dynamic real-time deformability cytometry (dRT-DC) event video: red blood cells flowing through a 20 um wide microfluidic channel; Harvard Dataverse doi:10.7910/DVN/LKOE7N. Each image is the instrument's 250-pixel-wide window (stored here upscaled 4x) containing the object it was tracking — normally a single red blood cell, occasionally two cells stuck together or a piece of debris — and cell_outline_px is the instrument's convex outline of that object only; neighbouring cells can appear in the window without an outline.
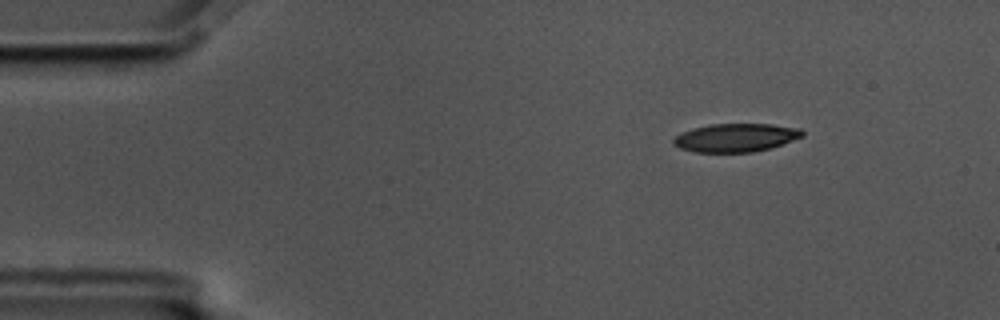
{"species": "common noctule bat (a hibernating species)", "species_latin": "Nyctalus noctula", "temperature_condition": "cold", "stored_images_in_passage": 51, "camera_frame_rate_fps": 3000, "um_per_image_px": 0.085, "animal": {"sex": "male", "body_mass_g": 17.5, "forearm_length_mm": 52.3}, "frame": {"image": 1, "passage_image": 1, "time_ms": 0.0, "image_size_px": [1000, 320], "cell_outline_px": [[804, 136], [768, 148], [752, 152], [696, 152], [680, 148], [672, 144], [672, 140], [676, 136], [692, 128], [712, 124], [772, 124], [800, 128], [804, 132]], "centroid_in_image_um": [62.53, 11.69], "position_along_channel_um": 22.5, "area_um2": 21.1}}
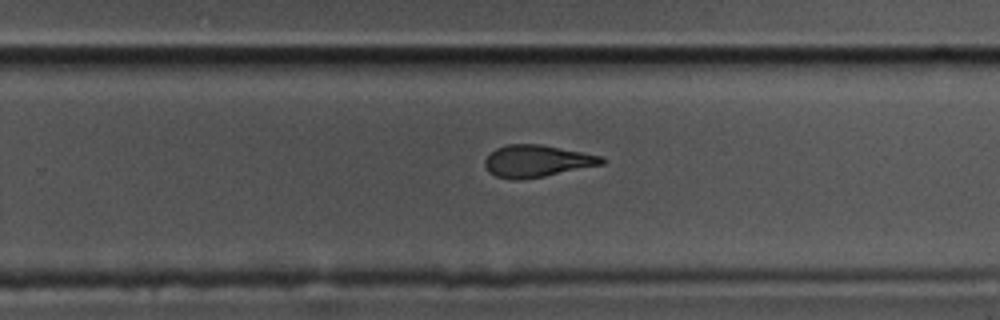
{"frame": {"image": 2, "passage_image": 30, "time_ms": 9.667, "image_size_px": [1000, 320], "cell_outline_px": [[608, 160], [604, 164], [544, 176], [520, 180], [512, 180], [496, 176], [488, 172], [484, 164], [484, 160], [496, 148], [508, 144], [540, 144], [600, 156]], "centroid_in_image_um": [45.61, 13.7], "position_along_channel_um": 284.2, "area_um2": 21.68}}
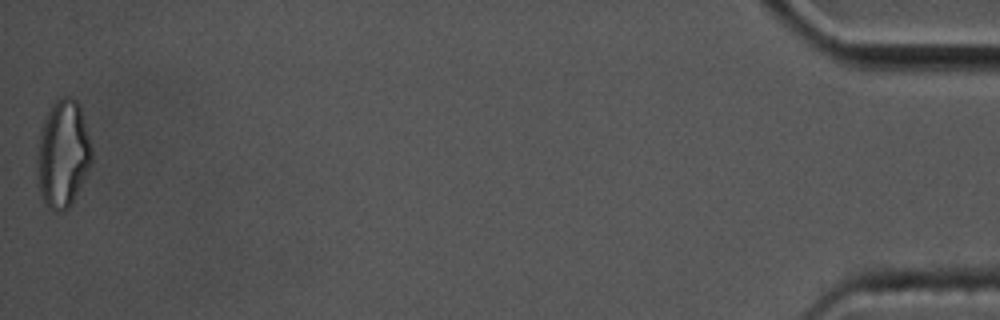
{"frame": {"image": 3, "passage_image": 51, "time_ms": 16.667, "image_size_px": [1000, 320], "cell_outline_px": [[92, 160], [68, 208], [60, 212], [52, 212], [48, 208], [36, 184], [36, 156], [40, 128], [56, 96], [68, 96], [76, 100], [80, 104], [92, 148]], "centroid_in_image_um": [5.3, 13.04], "position_along_channel_um": 429.9, "area_um2": 34.45}, "authors_computed_cell_mechanics": {"area_um2": 23.0622, "velocity_mm_per_s": 3.4626, "shape_relaxation_time_tau1_ms": 4.0056, "shape_relaxation_time_tau2_ms": 2.8514, "deformation_change_tau1": 0.175, "deformation_change_tau2": 0.1228}}